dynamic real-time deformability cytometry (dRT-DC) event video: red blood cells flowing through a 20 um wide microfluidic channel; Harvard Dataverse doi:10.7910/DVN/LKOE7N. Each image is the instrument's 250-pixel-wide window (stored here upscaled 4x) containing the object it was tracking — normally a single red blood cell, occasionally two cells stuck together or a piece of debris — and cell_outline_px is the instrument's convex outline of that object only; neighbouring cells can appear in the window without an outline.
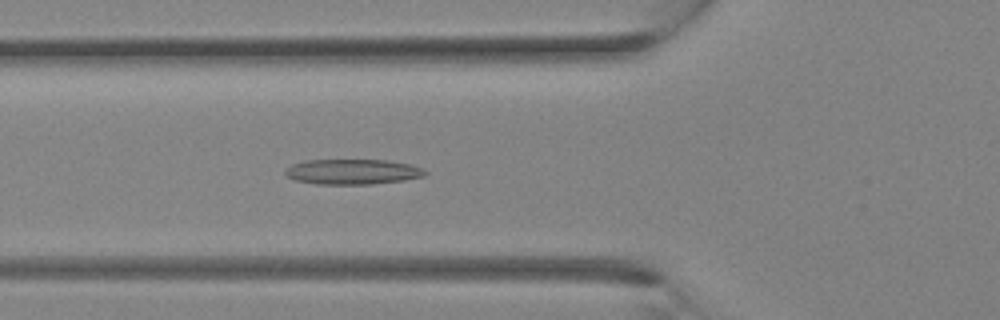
{"species": "Egyptian fruit bat (a non-hibernating species)", "species_latin": "Rousettus aegyptiacus", "temperature_condition": "room temperature", "stored_images_in_passage": 28, "camera_frame_rate_fps": 3000, "um_per_image_px": 0.085, "animal": {"sex": "female"}, "frame": {"image": 1, "passage_image": 7, "time_ms": 2.0, "image_size_px": [1000, 320], "cell_outline_px": [[428, 172], [424, 176], [404, 180], [372, 184], [316, 184], [292, 180], [284, 176], [284, 172], [292, 164], [304, 160], [388, 160], [412, 164], [424, 168]], "centroid_in_image_um": [29.96, 14.6], "position_along_channel_um": 95.8, "area_um2": 20.87}}
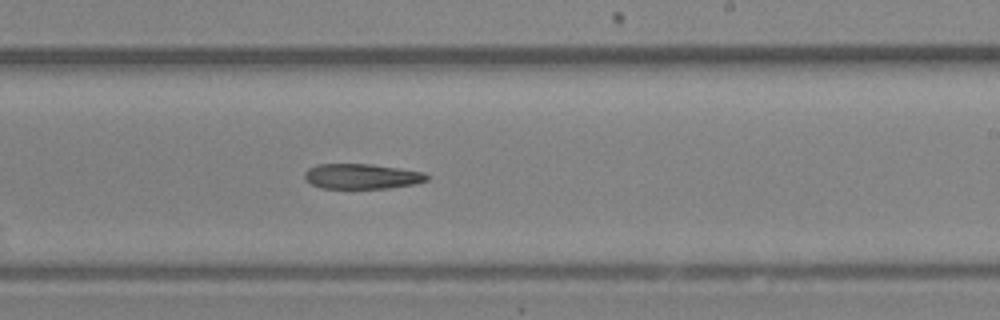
{"frame": {"image": 2, "passage_image": 15, "time_ms": 4.667, "image_size_px": [1000, 320], "cell_outline_px": [[428, 180], [416, 184], [388, 188], [320, 188], [304, 180], [304, 172], [308, 168], [316, 164], [372, 164], [400, 168], [424, 172], [428, 176]], "centroid_in_image_um": [30.74, 14.98], "position_along_channel_um": 258.3, "area_um2": 18.09}}
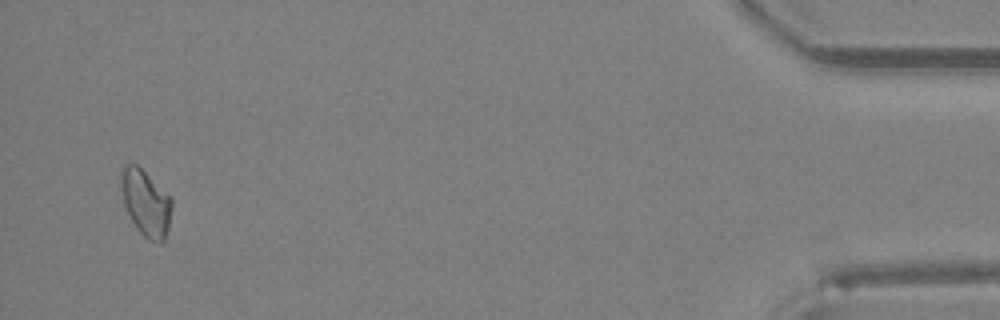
{"frame": {"image": 3, "passage_image": 27, "time_ms": 8.667, "image_size_px": [1000, 320], "cell_outline_px": [[172, 208], [168, 228], [164, 240], [160, 244], [148, 240], [136, 228], [124, 204], [120, 188], [120, 172], [124, 164], [136, 164], [172, 196]], "centroid_in_image_um": [12.4, 17.23], "position_along_channel_um": 422.8, "area_um2": 19.83}}